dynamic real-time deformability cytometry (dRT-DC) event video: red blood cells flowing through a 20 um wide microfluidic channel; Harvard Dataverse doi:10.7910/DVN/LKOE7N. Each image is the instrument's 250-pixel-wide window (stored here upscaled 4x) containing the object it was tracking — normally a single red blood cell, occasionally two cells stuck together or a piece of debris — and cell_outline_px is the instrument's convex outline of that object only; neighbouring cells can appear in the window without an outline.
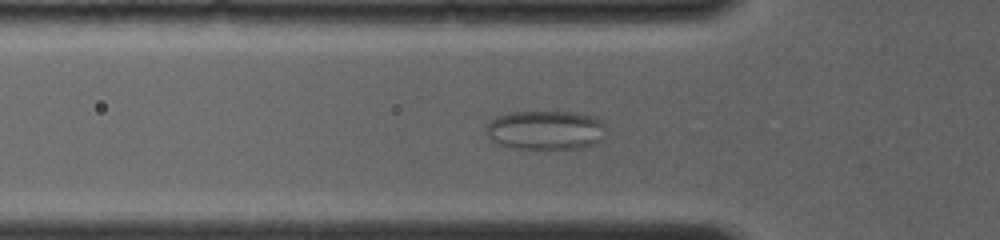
{"species": "common noctule bat (a hibernating species)", "species_latin": "Nyctalus noctula", "temperature_condition": "room temperature", "stored_images_in_passage": 31, "camera_frame_rate_fps": 4000, "um_per_image_px": 0.085, "animal": {"sex": "female", "body_mass_g": 19.0, "forearm_length_mm": 56.7}, "frame": {"image": 1, "passage_image": 10, "time_ms": 3.75, "image_size_px": [1000, 240], "cell_outline_px": [[604, 128], [600, 140], [596, 144], [576, 148], [508, 148], [492, 140], [488, 136], [488, 124], [496, 116], [508, 112], [576, 112], [596, 116], [604, 124]], "centroid_in_image_um": [46.38, 11.04], "position_along_channel_um": 79.4, "area_um2": 27.17}}
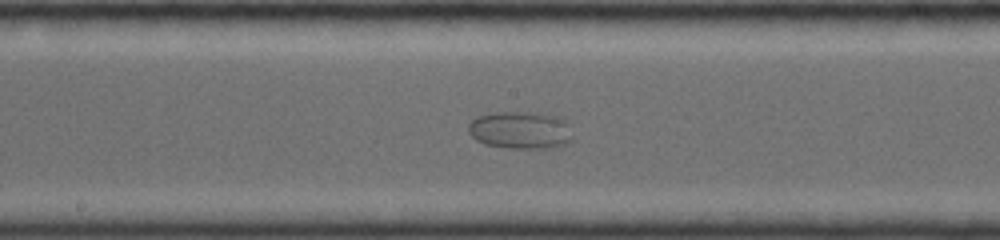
{"frame": {"image": 2, "passage_image": 22, "time_ms": 7.0, "image_size_px": [1000, 240], "cell_outline_px": [[572, 140], [568, 144], [552, 148], [504, 148], [484, 144], [476, 140], [468, 132], [468, 124], [476, 116], [496, 112], [536, 112], [556, 116], [564, 120], [568, 124], [572, 136]], "centroid_in_image_um": [44.23, 11.07], "position_along_channel_um": 204.0, "area_um2": 23.12}}
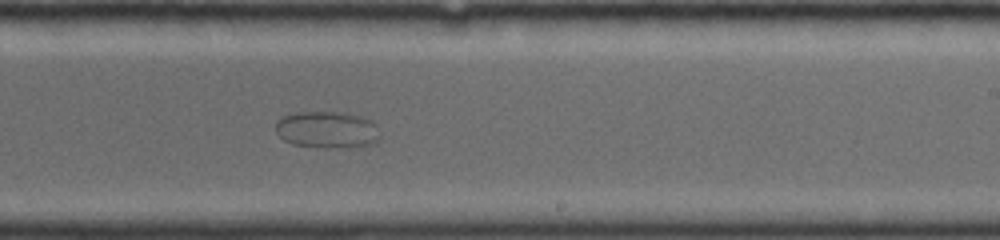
{"frame": {"image": 3, "passage_image": 28, "time_ms": 8.5, "image_size_px": [1000, 240], "cell_outline_px": [[380, 136], [376, 144], [332, 148], [316, 148], [292, 144], [284, 140], [276, 132], [276, 120], [284, 116], [296, 112], [340, 112], [360, 116], [372, 120], [376, 124]], "centroid_in_image_um": [27.81, 11.03], "position_along_channel_um": 261.2, "area_um2": 22.66}}